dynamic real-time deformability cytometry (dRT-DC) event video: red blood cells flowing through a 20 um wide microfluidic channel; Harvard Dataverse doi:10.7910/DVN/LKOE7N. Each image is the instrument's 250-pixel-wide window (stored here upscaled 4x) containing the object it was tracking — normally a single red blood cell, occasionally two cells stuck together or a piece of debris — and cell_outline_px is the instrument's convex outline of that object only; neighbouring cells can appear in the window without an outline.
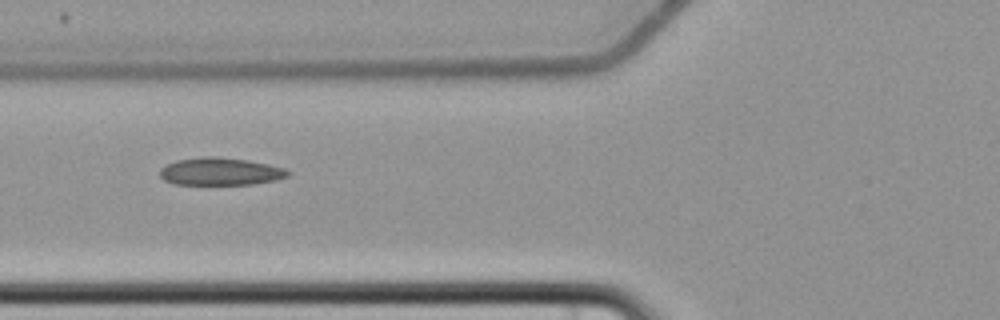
{"species": "common noctule bat (a hibernating species)", "species_latin": "Nyctalus noctula", "temperature_condition": "cold", "stored_images_in_passage": 6, "camera_frame_rate_fps": 3000, "um_per_image_px": 0.085, "animal": {"sex": "female", "body_mass_g": 22.7, "forearm_length_mm": 54.2}, "frame": {"image": 1, "passage_image": 6, "time_ms": 7.0, "image_size_px": [1000, 320], "cell_outline_px": [[288, 176], [276, 180], [252, 184], [172, 184], [164, 180], [160, 176], [160, 168], [176, 160], [204, 156], [212, 156], [248, 160], [268, 164], [284, 168], [288, 172]], "centroid_in_image_um": [18.7, 14.57], "position_along_channel_um": 107.1, "area_um2": 20.46}}